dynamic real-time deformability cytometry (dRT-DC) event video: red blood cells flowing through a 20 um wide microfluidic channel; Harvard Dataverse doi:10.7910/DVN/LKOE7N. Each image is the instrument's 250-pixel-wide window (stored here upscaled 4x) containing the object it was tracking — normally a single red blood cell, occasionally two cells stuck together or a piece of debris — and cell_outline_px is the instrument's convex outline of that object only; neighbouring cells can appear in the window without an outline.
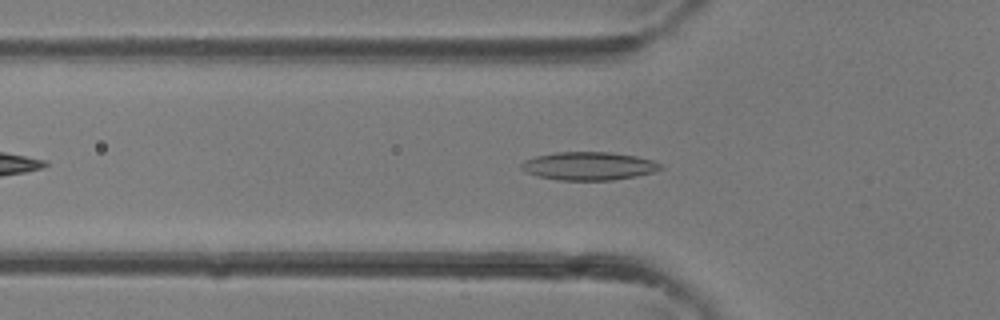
{"species": "common noctule bat (a hibernating species)", "species_latin": "Nyctalus noctula", "temperature_condition": "room temperature", "stored_images_in_passage": 32, "camera_frame_rate_fps": 3000, "um_per_image_px": 0.085, "animal": {"sex": "female"}, "frame": {"image": 1, "passage_image": 6, "time_ms": 1.667, "image_size_px": [1000, 320], "cell_outline_px": [[664, 168], [652, 172], [636, 176], [612, 180], [556, 180], [524, 172], [520, 168], [520, 164], [524, 160], [536, 156], [556, 152], [612, 152], [636, 156], [652, 160], [664, 164]], "centroid_in_image_um": [50.05, 14.11], "position_along_channel_um": 75.7, "area_um2": 23.0}}
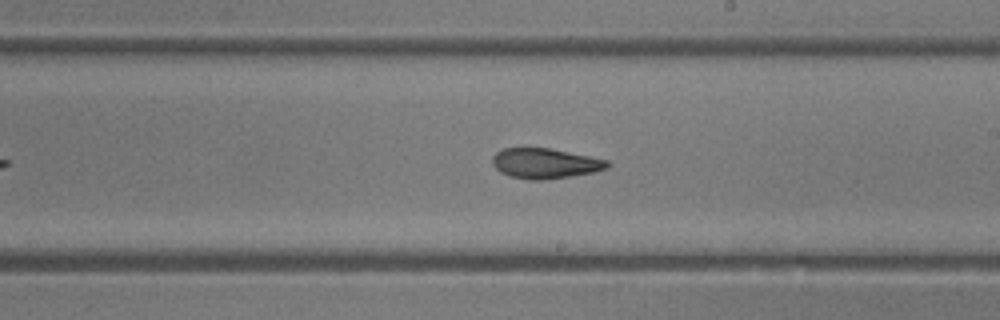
{"frame": {"image": 2, "passage_image": 15, "time_ms": 4.667, "image_size_px": [1000, 320], "cell_outline_px": [[612, 164], [608, 168], [592, 172], [572, 176], [544, 180], [528, 180], [508, 176], [500, 172], [492, 164], [492, 156], [496, 152], [504, 148], [548, 148], [608, 160]], "centroid_in_image_um": [46.31, 13.9], "position_along_channel_um": 242.7, "area_um2": 20.29}}
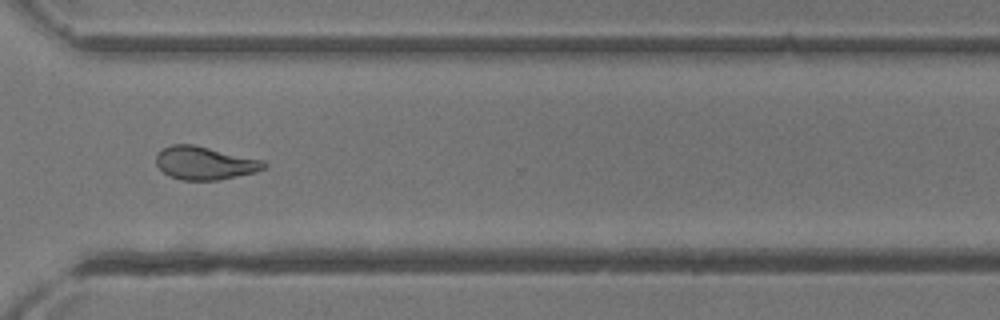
{"frame": {"image": 3, "passage_image": 21, "time_ms": 6.667, "image_size_px": [1000, 320], "cell_outline_px": [[268, 168], [256, 172], [220, 180], [180, 180], [168, 176], [156, 164], [156, 156], [164, 148], [172, 144], [192, 144], [264, 160], [268, 164]], "centroid_in_image_um": [17.45, 13.87], "position_along_channel_um": 353.2, "area_um2": 20.92}}